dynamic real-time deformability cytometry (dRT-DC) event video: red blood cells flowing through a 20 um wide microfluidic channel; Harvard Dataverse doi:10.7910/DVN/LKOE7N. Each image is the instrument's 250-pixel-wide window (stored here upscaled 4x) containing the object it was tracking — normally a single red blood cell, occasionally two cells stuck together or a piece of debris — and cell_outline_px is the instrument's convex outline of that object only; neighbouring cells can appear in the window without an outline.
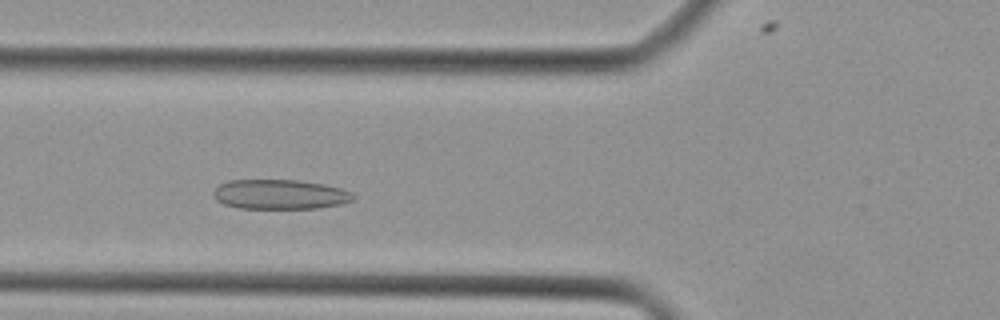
{"species": "Egyptian fruit bat (a non-hibernating species)", "species_latin": "Rousettus aegyptiacus", "temperature_condition": "cold", "stored_images_in_passage": 33, "camera_frame_rate_fps": 3000, "um_per_image_px": 0.085, "animal": {"sex": "female"}, "frame": {"image": 1, "passage_image": 5, "time_ms": 1.333, "image_size_px": [1000, 320], "cell_outline_px": [[356, 196], [352, 200], [340, 204], [316, 208], [240, 208], [224, 204], [216, 200], [212, 192], [220, 184], [228, 180], [300, 180], [324, 184], [340, 188], [352, 192]], "centroid_in_image_um": [23.79, 16.51], "position_along_channel_um": 102.0, "area_um2": 24.16}}
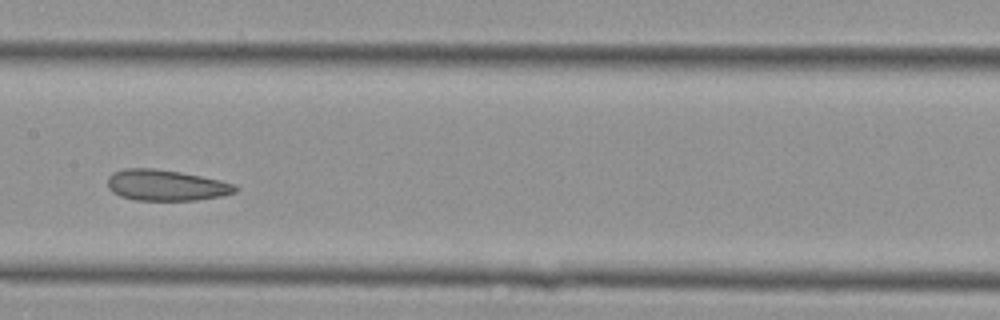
{"frame": {"image": 2, "passage_image": 11, "time_ms": 3.333, "image_size_px": [1000, 320], "cell_outline_px": [[240, 188], [236, 192], [224, 196], [196, 200], [136, 200], [120, 196], [112, 192], [108, 188], [108, 176], [112, 172], [124, 168], [152, 168], [180, 172], [220, 180], [236, 184]], "centroid_in_image_um": [14.13, 15.75], "position_along_channel_um": 193.3, "area_um2": 23.24}}
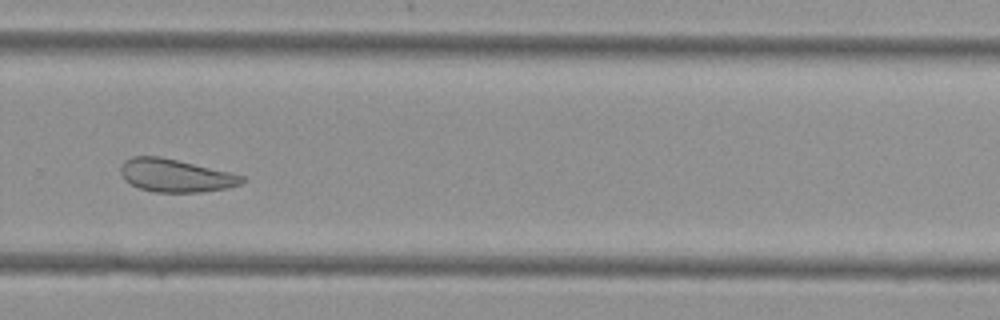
{"frame": {"image": 3, "passage_image": 19, "time_ms": 6.0, "image_size_px": [1000, 320], "cell_outline_px": [[244, 180], [240, 184], [224, 188], [200, 192], [156, 192], [140, 188], [124, 180], [120, 172], [120, 164], [124, 160], [132, 156], [160, 156], [228, 172], [244, 176]], "centroid_in_image_um": [14.85, 14.91], "position_along_channel_um": 315.0, "area_um2": 23.0}}